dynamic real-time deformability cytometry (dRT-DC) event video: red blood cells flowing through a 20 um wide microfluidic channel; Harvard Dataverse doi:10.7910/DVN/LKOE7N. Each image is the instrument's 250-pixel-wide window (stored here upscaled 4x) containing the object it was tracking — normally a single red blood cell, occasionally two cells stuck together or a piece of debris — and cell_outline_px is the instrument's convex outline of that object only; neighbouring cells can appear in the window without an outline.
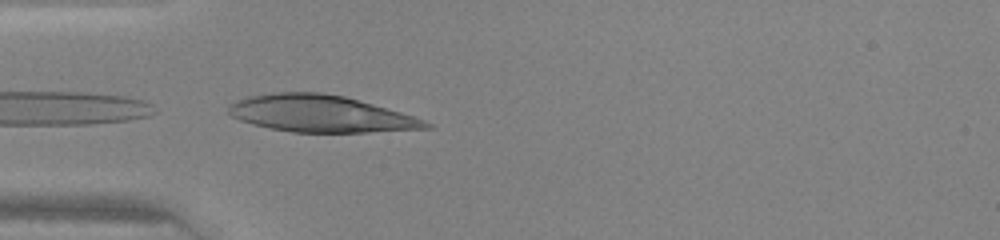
{"species": "human", "species_latin": "Homo sapiens", "temperature_condition": "warm", "stored_images_in_passage": 14, "camera_frame_rate_fps": 3000, "um_per_image_px": 0.085, "donor": {"sex": "female"}, "frame": {"image": 1, "passage_image": 14, "time_ms": 4.333, "image_size_px": [1000, 240], "cell_outline_px": [[432, 128], [368, 132], [292, 132], [252, 124], [240, 120], [232, 116], [228, 112], [228, 108], [236, 100], [248, 96], [272, 92], [320, 92], [344, 96], [400, 112], [424, 120], [432, 124]], "centroid_in_image_um": [27.22, 9.66], "position_along_channel_um": 57.8, "area_um2": 42.02}}